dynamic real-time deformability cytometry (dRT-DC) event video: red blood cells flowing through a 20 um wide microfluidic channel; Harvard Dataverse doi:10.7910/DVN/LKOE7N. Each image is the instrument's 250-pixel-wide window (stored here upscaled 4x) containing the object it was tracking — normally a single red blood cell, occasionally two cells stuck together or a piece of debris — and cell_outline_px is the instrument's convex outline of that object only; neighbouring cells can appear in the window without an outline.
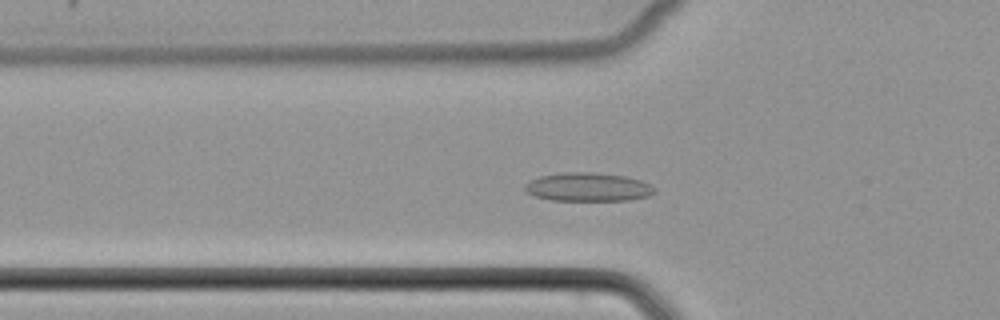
{"species": "common noctule bat (a hibernating species)", "species_latin": "Nyctalus noctula", "temperature_condition": "cold", "stored_images_in_passage": 51, "camera_frame_rate_fps": 3000, "um_per_image_px": 0.085, "animal": {"sex": "female", "body_mass_g": 22.7, "forearm_length_mm": 54.2}, "frame": {"image": 1, "passage_image": 17, "time_ms": 5.333, "image_size_px": [1000, 320], "cell_outline_px": [[656, 192], [648, 196], [628, 200], [552, 200], [532, 196], [524, 188], [524, 184], [528, 180], [540, 176], [564, 172], [596, 172], [624, 176], [640, 180], [656, 188]], "centroid_in_image_um": [49.95, 15.89], "position_along_channel_um": 75.9, "area_um2": 21.68}}
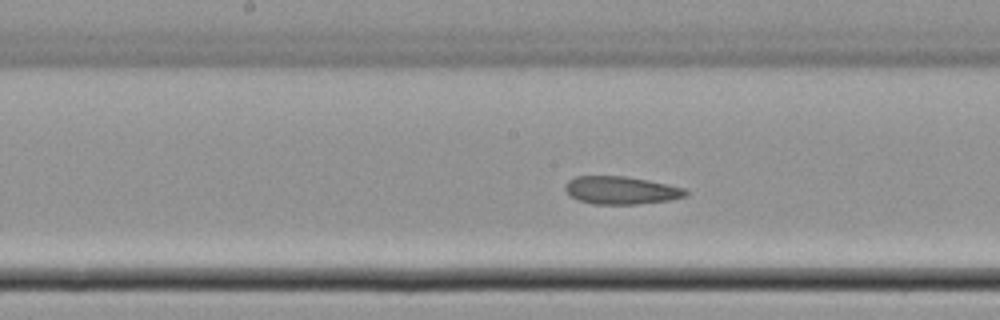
{"frame": {"image": 2, "passage_image": 26, "time_ms": 8.333, "image_size_px": [1000, 320], "cell_outline_px": [[688, 196], [668, 200], [636, 204], [592, 204], [580, 200], [572, 196], [564, 188], [568, 180], [576, 176], [624, 176], [648, 180], [684, 188], [688, 192]], "centroid_in_image_um": [52.8, 16.17], "position_along_channel_um": 195.4, "area_um2": 19.36}}
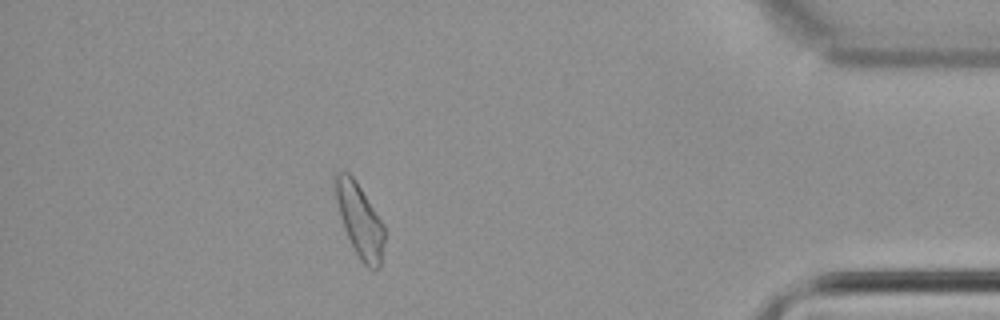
{"frame": {"image": 3, "passage_image": 45, "time_ms": 14.667, "image_size_px": [1000, 320], "cell_outline_px": [[384, 240], [380, 264], [376, 272], [368, 268], [360, 260], [344, 228], [340, 216], [336, 200], [332, 176], [336, 172], [344, 168], [356, 180], [384, 224]], "centroid_in_image_um": [30.55, 18.66], "position_along_channel_um": 404.7, "area_um2": 21.15}}